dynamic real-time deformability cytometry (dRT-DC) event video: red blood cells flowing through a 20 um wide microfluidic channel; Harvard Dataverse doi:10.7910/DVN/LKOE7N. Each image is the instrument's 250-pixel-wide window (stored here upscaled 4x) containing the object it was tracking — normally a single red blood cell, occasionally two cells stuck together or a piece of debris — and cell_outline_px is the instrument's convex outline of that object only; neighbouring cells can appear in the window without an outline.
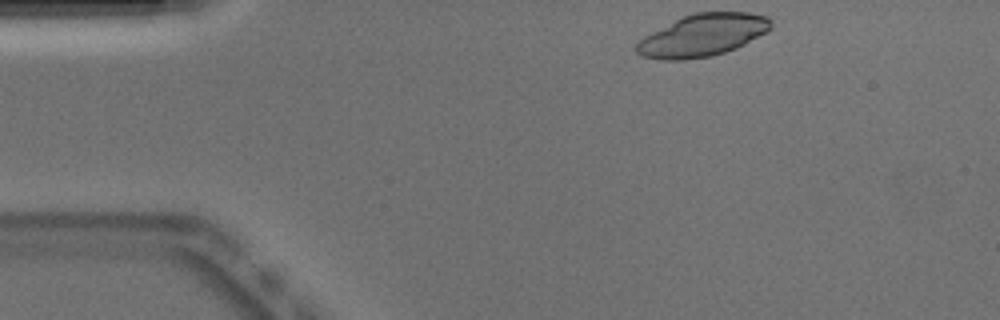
{"species": "Egyptian fruit bat (a non-hibernating species)", "species_latin": "Rousettus aegyptiacus", "temperature_condition": "warm", "stored_images_in_passage": 44, "camera_frame_rate_fps": 3000, "um_per_image_px": 0.085, "animal": {"sex": "male"}, "frame": {"image": 1, "passage_image": 1, "time_ms": 0.0, "image_size_px": [1000, 320], "cell_outline_px": [[772, 28], [768, 32], [736, 48], [712, 56], [684, 60], [660, 60], [640, 56], [636, 52], [636, 44], [644, 36], [684, 16], [696, 12], [752, 12], [768, 16], [772, 20]], "centroid_in_image_um": [59.77, 3.0], "position_along_channel_um": 25.2, "area_um2": 33.18}}